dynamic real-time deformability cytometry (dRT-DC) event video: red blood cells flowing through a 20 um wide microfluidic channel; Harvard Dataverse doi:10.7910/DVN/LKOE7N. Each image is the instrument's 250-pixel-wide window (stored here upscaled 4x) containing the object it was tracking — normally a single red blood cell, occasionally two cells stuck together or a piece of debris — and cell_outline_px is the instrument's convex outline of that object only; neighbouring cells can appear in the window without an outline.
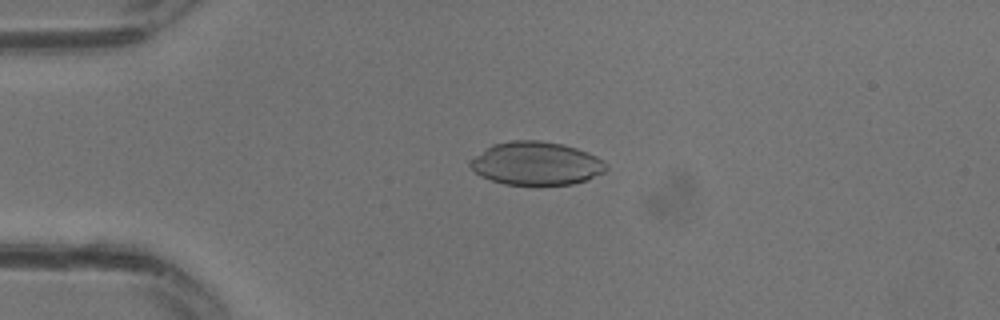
{"species": "common noctule bat (a hibernating species)", "species_latin": "Nyctalus noctula", "temperature_condition": "warm", "stored_images_in_passage": 14, "camera_frame_rate_fps": 3000, "um_per_image_px": 0.085, "animal": {"sex": "male", "body_mass_g": 13.3}, "frame": {"image": 1, "passage_image": 8, "time_ms": 2.333, "image_size_px": [1000, 320], "cell_outline_px": [[608, 168], [604, 172], [588, 180], [572, 184], [504, 184], [480, 176], [468, 164], [468, 160], [492, 144], [512, 140], [540, 140], [564, 144], [588, 152], [604, 160], [608, 164]], "centroid_in_image_um": [45.59, 13.88], "position_along_channel_um": 39.4, "area_um2": 34.45}}
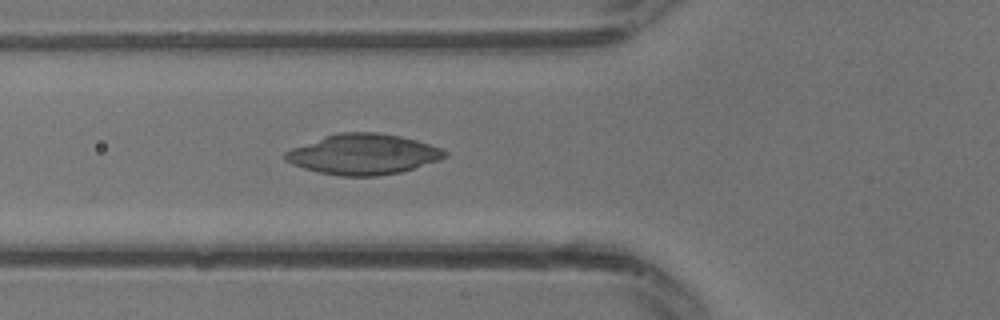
{"frame": {"image": 2, "passage_image": 12, "time_ms": 3.667, "image_size_px": [1000, 320], "cell_outline_px": [[448, 156], [440, 160], [400, 172], [376, 176], [340, 176], [320, 172], [304, 168], [292, 164], [284, 160], [284, 152], [292, 148], [324, 136], [340, 132], [380, 132], [400, 136], [416, 140], [440, 148], [448, 152]], "centroid_in_image_um": [30.87, 13.11], "position_along_channel_um": 94.9, "area_um2": 37.51}}
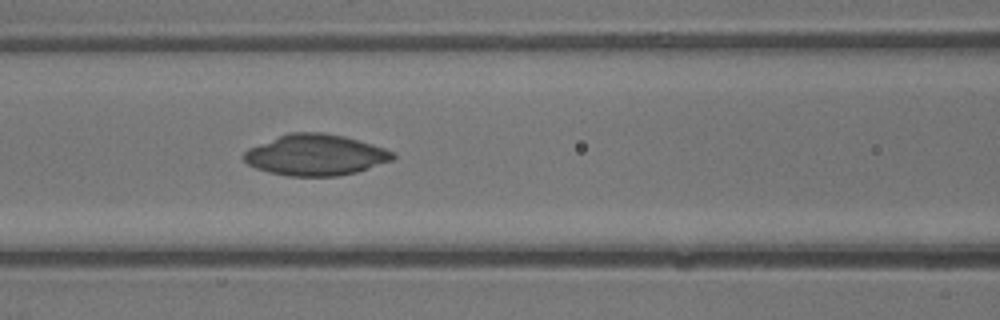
{"frame": {"image": 3, "passage_image": 14, "time_ms": 4.333, "image_size_px": [1000, 320], "cell_outline_px": [[396, 156], [392, 160], [356, 172], [340, 176], [288, 176], [268, 172], [256, 168], [248, 164], [244, 160], [244, 152], [248, 148], [288, 132], [324, 132], [344, 136], [372, 144], [396, 152]], "centroid_in_image_um": [26.82, 13.17], "position_along_channel_um": 139.8, "area_um2": 35.66}}